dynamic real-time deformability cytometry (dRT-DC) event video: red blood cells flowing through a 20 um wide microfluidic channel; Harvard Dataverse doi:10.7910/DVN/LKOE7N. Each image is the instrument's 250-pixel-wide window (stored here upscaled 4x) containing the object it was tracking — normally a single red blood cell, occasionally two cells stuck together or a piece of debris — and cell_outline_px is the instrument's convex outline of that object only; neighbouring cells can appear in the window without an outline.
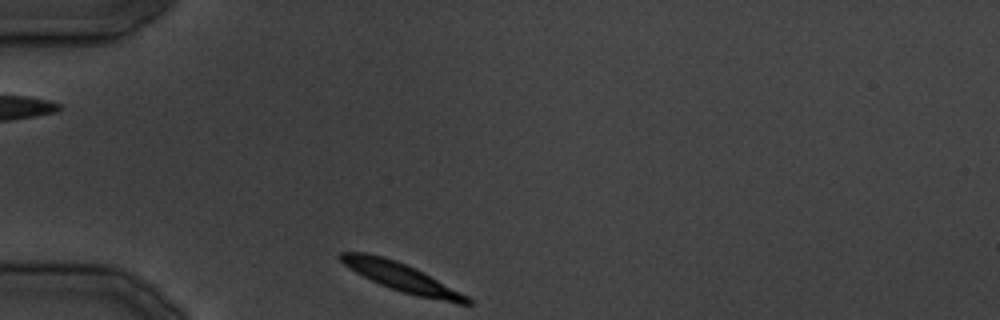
{"species": "common noctule bat (a hibernating species)", "species_latin": "Nyctalus noctula", "temperature_condition": "cold", "stored_images_in_passage": 6, "camera_frame_rate_fps": 3000, "um_per_image_px": 0.085, "animal": {"sex": "male", "body_mass_g": 19.5, "forearm_length_mm": 54.6}, "frame": {"image": 1, "passage_image": 1, "time_ms": 0.0, "image_size_px": [1000, 320], "cell_outline_px": [[472, 304], [456, 304], [416, 296], [380, 284], [356, 272], [344, 264], [340, 260], [340, 252], [364, 252], [384, 256], [396, 260], [416, 268], [424, 272], [468, 296], [472, 300]], "centroid_in_image_um": [34.18, 23.57], "position_along_channel_um": 50.8, "area_um2": 20.87}}